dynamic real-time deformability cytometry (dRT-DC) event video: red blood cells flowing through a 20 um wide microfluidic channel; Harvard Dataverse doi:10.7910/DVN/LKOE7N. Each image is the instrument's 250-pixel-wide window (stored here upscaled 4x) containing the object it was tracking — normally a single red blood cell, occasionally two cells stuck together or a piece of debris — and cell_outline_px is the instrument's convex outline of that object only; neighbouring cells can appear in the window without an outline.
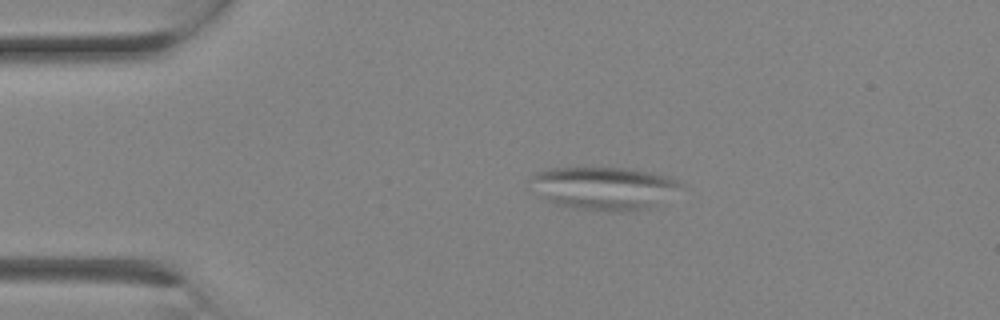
{"species": "Egyptian fruit bat (a non-hibernating species)", "species_latin": "Rousettus aegyptiacus", "temperature_condition": "room temperature", "stored_images_in_passage": 3, "camera_frame_rate_fps": 3000, "um_per_image_px": 0.085, "animal": {"sex": "female"}, "frame": {"image": 1, "passage_image": 2, "time_ms": 0.333, "image_size_px": [1000, 320], "cell_outline_px": [[684, 184], [648, 208], [620, 212], [612, 212], [576, 208], [556, 204], [544, 200], [540, 196], [528, 180], [536, 172], [548, 168], [632, 168], [668, 176], [680, 180]], "centroid_in_image_um": [51.27, 15.98], "position_along_channel_um": 33.7, "area_um2": 37.34}}
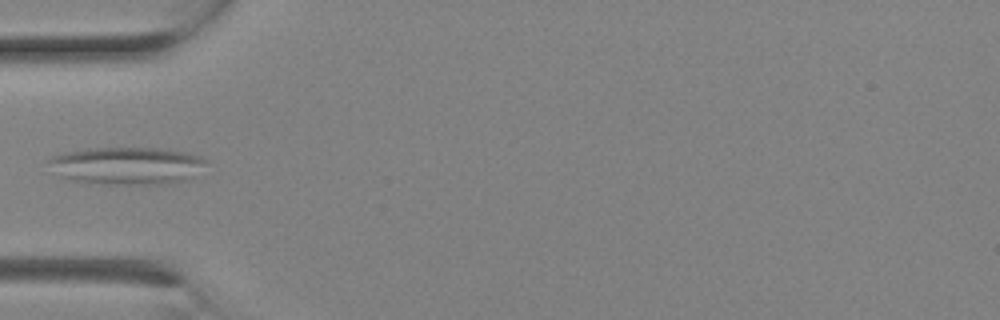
{"frame": {"image": 2, "passage_image": 3, "time_ms": 0.667, "image_size_px": [1000, 320], "cell_outline_px": [[208, 160], [184, 180], [168, 184], [88, 184], [72, 180], [60, 176], [48, 160], [52, 156], [64, 152], [88, 148], [160, 148], [184, 152], [200, 156]], "centroid_in_image_um": [10.72, 14.08], "position_along_channel_um": 74.3, "area_um2": 34.04}}